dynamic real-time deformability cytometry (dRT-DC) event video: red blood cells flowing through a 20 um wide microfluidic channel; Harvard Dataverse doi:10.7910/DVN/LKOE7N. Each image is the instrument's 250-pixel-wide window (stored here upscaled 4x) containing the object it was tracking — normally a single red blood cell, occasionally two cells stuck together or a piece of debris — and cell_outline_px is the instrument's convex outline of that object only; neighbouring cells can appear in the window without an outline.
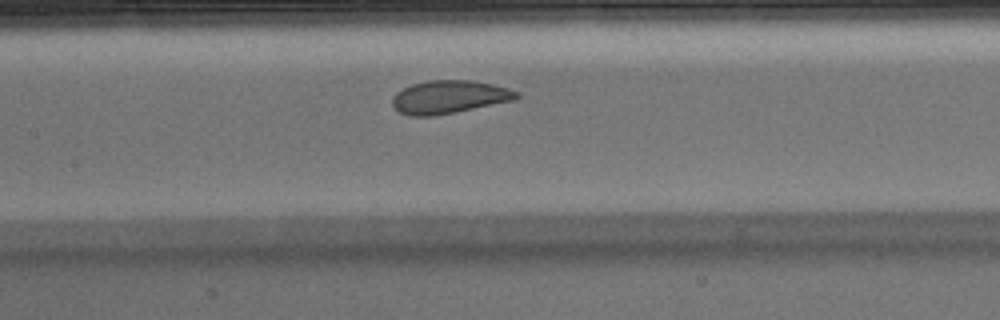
{"species": "Egyptian fruit bat (a non-hibernating species)", "species_latin": "Rousettus aegyptiacus", "temperature_condition": "warm", "stored_images_in_passage": 40, "camera_frame_rate_fps": 3000, "um_per_image_px": 0.085, "animal": {"sex": "male"}, "frame": {"image": 1, "passage_image": 12, "time_ms": 3.667, "image_size_px": [1000, 320], "cell_outline_px": [[520, 96], [512, 100], [456, 112], [432, 116], [408, 116], [400, 112], [392, 104], [392, 96], [396, 92], [412, 84], [428, 80], [472, 80], [492, 84], [508, 88], [520, 92]], "centroid_in_image_um": [38.16, 8.24], "position_along_channel_um": 169.2, "area_um2": 23.87}, "authors_computed_cell_mechanics": {"area_um2": 25.2297, "velocity_mm_per_s": 3.8774, "shape_relaxation_time_tau1_ms": 2.8296, "shape_relaxation_time_tau2_ms": 1.4984, "deformation_change_tau1": 0.1029, "deformation_change_tau2": 0.0645}}